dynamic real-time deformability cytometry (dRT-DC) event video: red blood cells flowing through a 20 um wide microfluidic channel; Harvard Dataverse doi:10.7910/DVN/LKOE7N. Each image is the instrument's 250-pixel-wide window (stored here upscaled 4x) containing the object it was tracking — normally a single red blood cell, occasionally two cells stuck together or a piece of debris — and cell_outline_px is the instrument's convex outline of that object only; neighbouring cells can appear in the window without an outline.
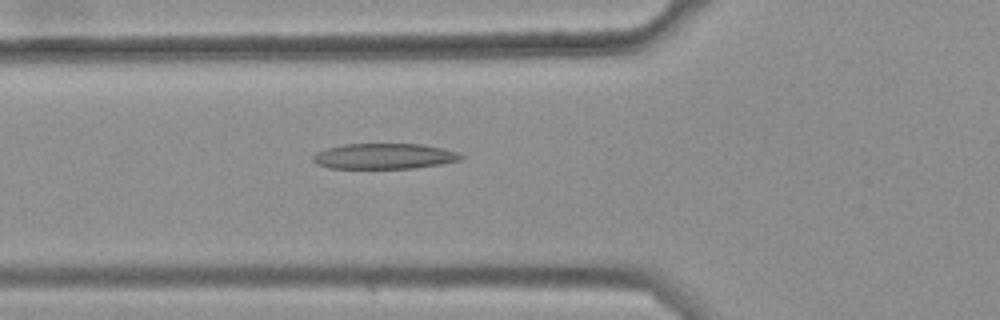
{"species": "common noctule bat (a hibernating species)", "species_latin": "Nyctalus noctula", "temperature_condition": "warm", "stored_images_in_passage": 49, "camera_frame_rate_fps": 3000, "um_per_image_px": 0.085, "animal": {"sex": "female", "body_mass_g": 25.1}, "frame": {"image": 1, "passage_image": 20, "time_ms": 6.333, "image_size_px": [1000, 320], "cell_outline_px": [[464, 156], [460, 160], [440, 164], [416, 168], [328, 168], [316, 164], [312, 160], [312, 156], [316, 152], [328, 148], [344, 144], [420, 144], [440, 148], [456, 152]], "centroid_in_image_um": [32.61, 13.28], "position_along_channel_um": 93.2, "area_um2": 21.91}}
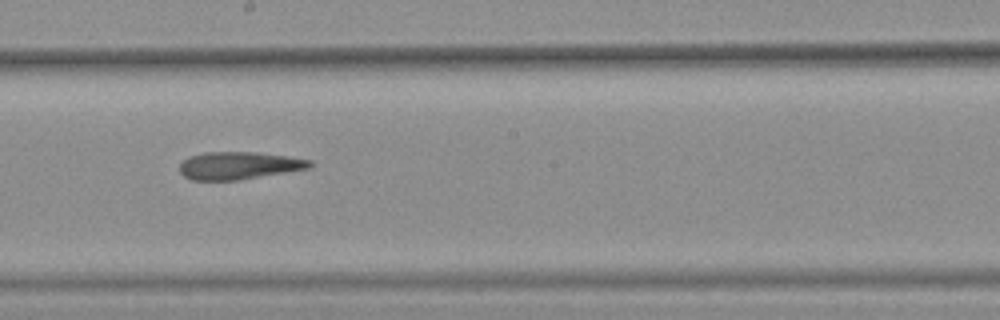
{"frame": {"image": 2, "passage_image": 31, "time_ms": 10.0, "image_size_px": [1000, 320], "cell_outline_px": [[312, 168], [240, 180], [192, 180], [184, 176], [180, 172], [180, 164], [188, 156], [204, 152], [256, 152], [288, 156], [312, 160]], "centroid_in_image_um": [20.33, 14.07], "position_along_channel_um": 227.9, "area_um2": 21.1}}
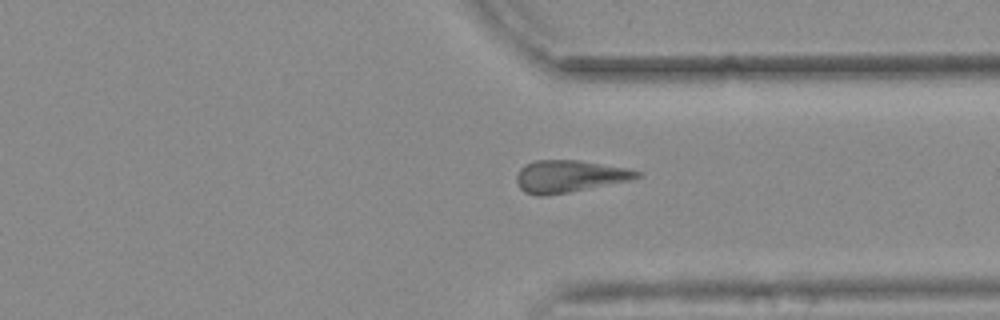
{"frame": {"image": 3, "passage_image": 42, "time_ms": 13.667, "image_size_px": [1000, 320], "cell_outline_px": [[644, 176], [632, 180], [568, 192], [544, 196], [536, 196], [524, 192], [520, 188], [516, 180], [516, 176], [520, 168], [524, 164], [536, 160], [580, 160], [628, 168], [640, 172]], "centroid_in_image_um": [48.4, 14.98], "position_along_channel_um": 363.0, "area_um2": 22.72}, "authors_computed_cell_mechanics": {"area_um2": 23.2356, "velocity_mm_per_s": 3.6698, "shape_relaxation_time_tau1_ms": null, "shape_relaxation_time_tau2_ms": 4.8906, "deformation_change_tau1": null, "deformation_change_tau2": 0.1537}}